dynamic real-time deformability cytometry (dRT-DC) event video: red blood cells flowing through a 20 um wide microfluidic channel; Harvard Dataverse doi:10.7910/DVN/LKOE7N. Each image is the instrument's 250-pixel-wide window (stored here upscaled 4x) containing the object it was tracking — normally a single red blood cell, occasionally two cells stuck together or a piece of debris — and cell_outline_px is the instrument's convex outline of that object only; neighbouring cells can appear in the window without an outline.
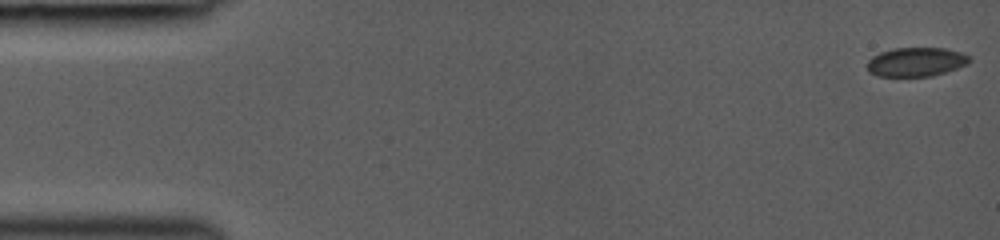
{"species": "common noctule bat (a hibernating species)", "species_latin": "Nyctalus noctula", "temperature_condition": "room temperature", "stored_images_in_passage": 38, "camera_frame_rate_fps": 3000, "um_per_image_px": 0.085, "animal": {"sex": "female", "body_mass_g": 19.0, "forearm_length_mm": 53.3}, "frame": {"image": 1, "passage_image": 1, "time_ms": 0.0, "image_size_px": [1000, 240], "cell_outline_px": [[972, 60], [968, 64], [932, 76], [876, 76], [868, 72], [868, 60], [872, 56], [880, 52], [892, 48], [944, 48], [960, 52], [968, 56]], "centroid_in_image_um": [77.84, 5.26], "position_along_channel_um": 7.2, "area_um2": 17.28}}
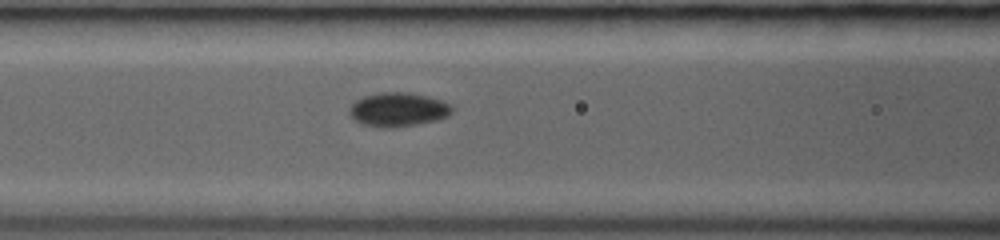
{"frame": {"image": 2, "passage_image": 17, "time_ms": 6.333, "image_size_px": [1000, 240], "cell_outline_px": [[452, 112], [448, 116], [436, 120], [416, 124], [392, 128], [380, 128], [364, 124], [356, 120], [348, 112], [348, 108], [356, 100], [364, 96], [380, 92], [408, 92], [428, 96], [444, 100], [452, 108]], "centroid_in_image_um": [33.84, 9.3], "position_along_channel_um": 132.8, "area_um2": 20.35}}
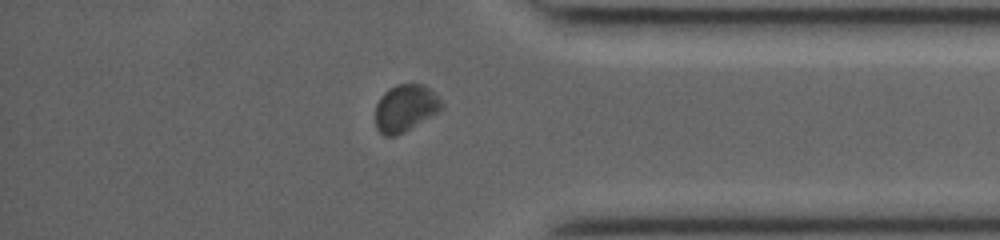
{"frame": {"image": 3, "passage_image": 33, "time_ms": 12.667, "image_size_px": [1000, 240], "cell_outline_px": [[444, 108], [440, 112], [404, 132], [396, 136], [384, 136], [376, 128], [376, 104], [380, 96], [388, 88], [396, 84], [424, 84], [444, 104]], "centroid_in_image_um": [34.45, 9.19], "position_along_channel_um": 400.7, "area_um2": 18.32}}